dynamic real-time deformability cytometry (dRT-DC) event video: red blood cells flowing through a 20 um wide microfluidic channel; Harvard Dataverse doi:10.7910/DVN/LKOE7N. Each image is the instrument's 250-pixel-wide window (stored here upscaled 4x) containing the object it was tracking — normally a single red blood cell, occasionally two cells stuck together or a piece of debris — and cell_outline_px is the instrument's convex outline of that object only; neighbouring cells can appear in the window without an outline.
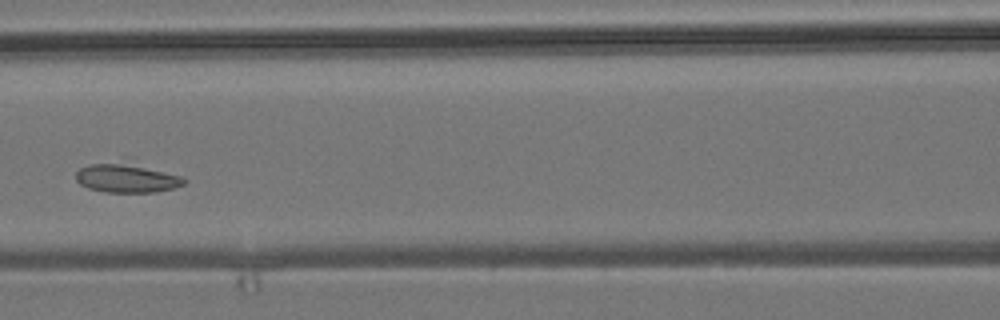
{"species": "common noctule bat (a hibernating species)", "species_latin": "Nyctalus noctula", "temperature_condition": "room temperature", "stored_images_in_passage": 8, "camera_frame_rate_fps": 3000, "um_per_image_px": 0.085, "animal": {"sex": "male", "body_mass_g": 19.2, "forearm_length_mm": 51.8}, "frame": {"image": 1, "passage_image": 5, "time_ms": 1.333, "image_size_px": [1000, 320], "cell_outline_px": [[188, 180], [184, 184], [172, 188], [156, 192], [104, 192], [88, 188], [80, 184], [76, 180], [76, 172], [80, 168], [88, 164], [120, 156], [136, 156], [180, 176]], "centroid_in_image_um": [10.82, 14.96], "position_along_channel_um": 155.8, "area_um2": 20.87}}
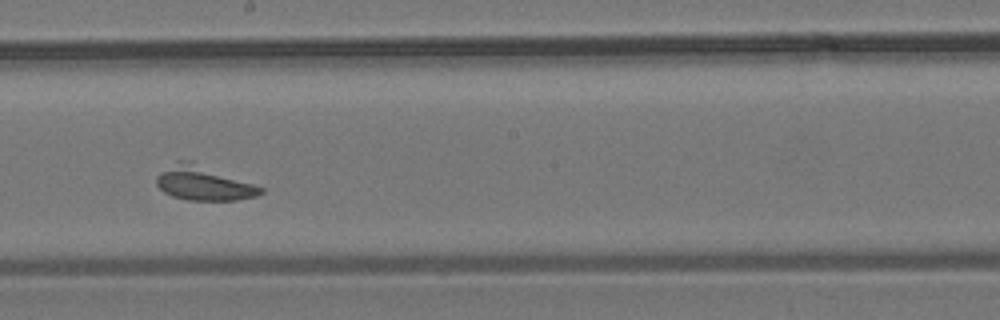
{"frame": {"image": 2, "passage_image": 7, "time_ms": 2.0, "image_size_px": [1000, 320], "cell_outline_px": [[264, 192], [256, 196], [236, 200], [188, 200], [172, 196], [164, 192], [156, 184], [156, 176], [160, 172], [176, 160], [192, 160], [264, 188]], "centroid_in_image_um": [17.29, 15.56], "position_along_channel_um": 230.9, "area_um2": 20.92}}
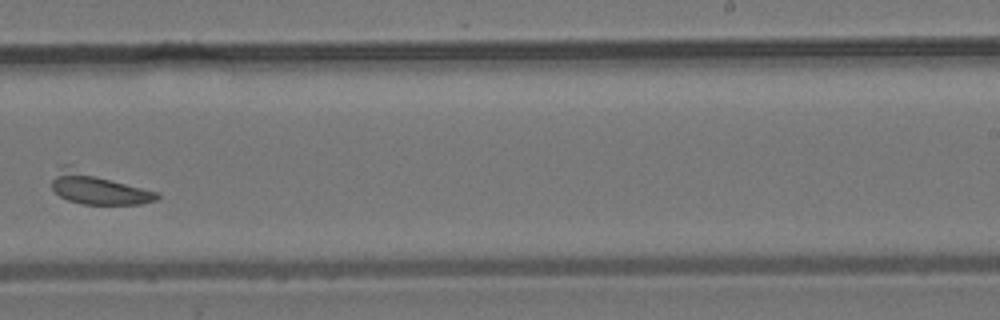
{"frame": {"image": 3, "passage_image": 8, "time_ms": 2.333, "image_size_px": [1000, 320], "cell_outline_px": [[160, 196], [156, 200], [140, 204], [80, 204], [68, 200], [60, 196], [52, 188], [52, 180], [56, 164], [72, 164], [156, 192]], "centroid_in_image_um": [8.23, 15.95], "position_along_channel_um": 280.8, "area_um2": 20.0}}